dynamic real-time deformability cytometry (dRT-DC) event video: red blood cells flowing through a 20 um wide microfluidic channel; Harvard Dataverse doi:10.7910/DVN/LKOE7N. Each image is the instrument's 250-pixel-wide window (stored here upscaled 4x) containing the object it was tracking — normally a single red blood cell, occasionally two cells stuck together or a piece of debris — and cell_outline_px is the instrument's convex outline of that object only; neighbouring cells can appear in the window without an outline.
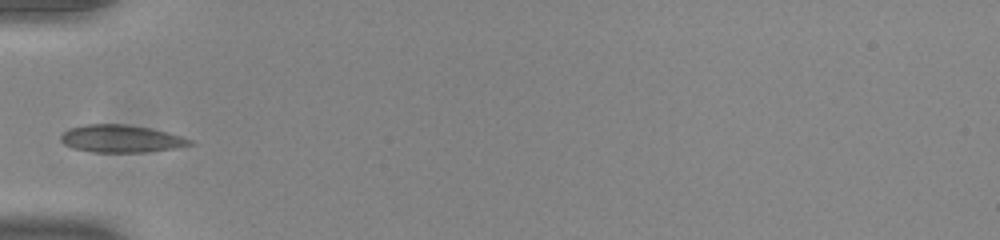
{"species": "common noctule bat (a hibernating species)", "species_latin": "Nyctalus noctula", "temperature_condition": "room temperature", "stored_images_in_passage": 15, "camera_frame_rate_fps": 3000, "um_per_image_px": 0.085, "animal": {"sex": "male", "body_mass_g": 20.0, "forearm_length_mm": 53.3}, "frame": {"image": 1, "passage_image": 1, "time_ms": 0.0, "image_size_px": [1000, 240], "cell_outline_px": [[196, 144], [176, 148], [144, 152], [92, 152], [72, 148], [64, 144], [60, 140], [60, 136], [68, 128], [84, 124], [124, 124], [152, 128], [168, 132], [192, 140]], "centroid_in_image_um": [10.29, 11.79], "position_along_channel_um": 74.7, "area_um2": 20.87}}
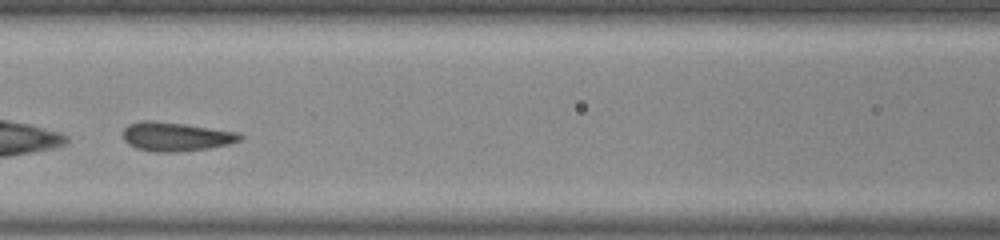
{"frame": {"image": 2, "passage_image": 7, "time_ms": 2.0, "image_size_px": [1000, 240], "cell_outline_px": [[244, 136], [240, 140], [228, 144], [208, 148], [180, 152], [156, 152], [136, 148], [128, 144], [124, 140], [124, 128], [128, 124], [144, 120], [152, 120], [184, 124], [240, 132]], "centroid_in_image_um": [14.96, 11.61], "position_along_channel_um": 151.6, "area_um2": 19.77}}
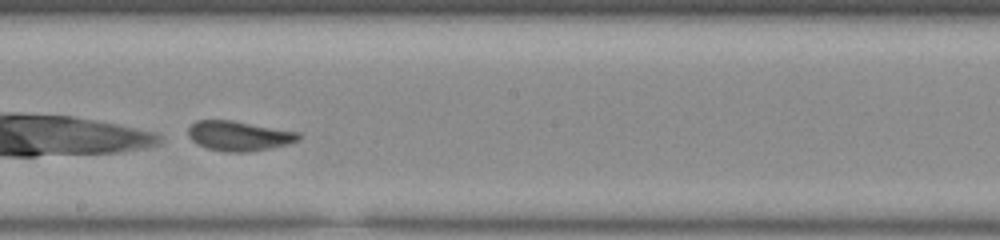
{"frame": {"image": 3, "passage_image": 13, "time_ms": 4.0, "image_size_px": [1000, 240], "cell_outline_px": [[300, 140], [288, 144], [272, 148], [248, 152], [228, 152], [208, 148], [196, 144], [188, 136], [188, 128], [196, 120], [232, 120], [300, 132]], "centroid_in_image_um": [20.32, 11.55], "position_along_channel_um": 227.9, "area_um2": 19.31}}